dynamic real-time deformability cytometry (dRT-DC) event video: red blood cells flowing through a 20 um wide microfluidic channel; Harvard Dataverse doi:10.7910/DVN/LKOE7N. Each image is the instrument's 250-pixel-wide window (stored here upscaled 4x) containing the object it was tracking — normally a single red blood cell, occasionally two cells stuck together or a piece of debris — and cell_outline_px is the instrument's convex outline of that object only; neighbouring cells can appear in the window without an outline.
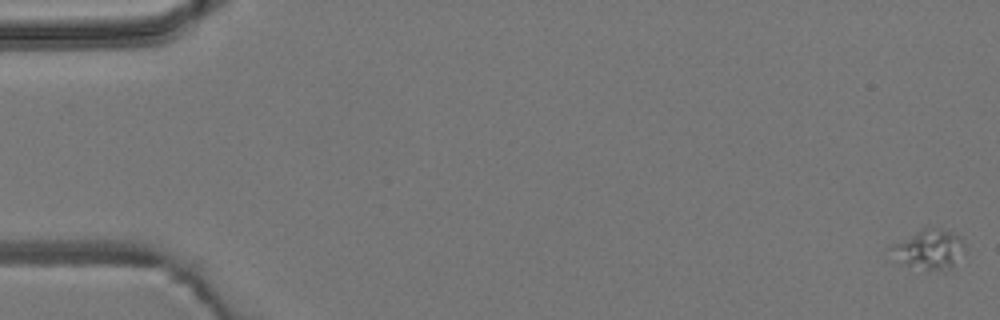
{"species": "common noctule bat (a hibernating species)", "species_latin": "Nyctalus noctula", "temperature_condition": "room temperature", "stored_images_in_passage": 6, "camera_frame_rate_fps": 3000, "um_per_image_px": 0.085, "animal": {"sex": "male", "body_mass_g": 19.2, "forearm_length_mm": 51.8}, "frame": {"image": 1, "passage_image": 1, "time_ms": 0.0, "image_size_px": [1000, 320], "cell_outline_px": [[964, 248], [952, 268], [940, 272], [908, 264], [884, 248], [888, 244], [924, 228], [940, 228], [952, 232], [960, 236], [964, 244]], "centroid_in_image_um": [78.95, 21.16], "position_along_channel_um": 6.0, "area_um2": 16.88}}
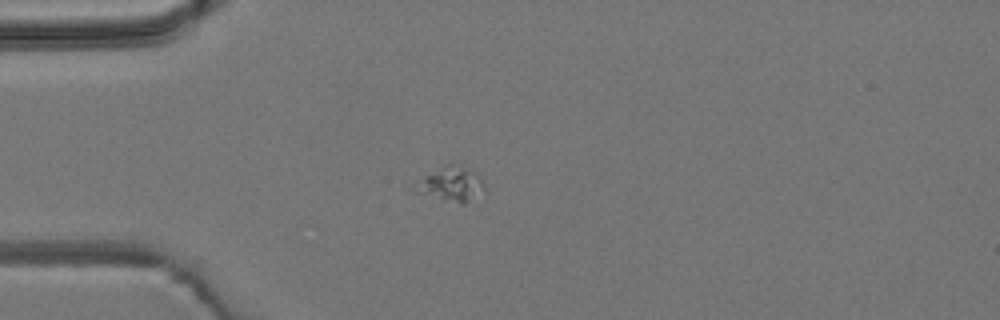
{"frame": {"image": 2, "passage_image": 5, "time_ms": 4.667, "image_size_px": [1000, 320], "cell_outline_px": [[484, 188], [464, 204], [460, 204], [412, 192], [428, 176], [444, 164], [452, 164], [464, 168], [480, 176], [484, 184]], "centroid_in_image_um": [38.37, 15.68], "position_along_channel_um": 46.6, "area_um2": 13.01}}